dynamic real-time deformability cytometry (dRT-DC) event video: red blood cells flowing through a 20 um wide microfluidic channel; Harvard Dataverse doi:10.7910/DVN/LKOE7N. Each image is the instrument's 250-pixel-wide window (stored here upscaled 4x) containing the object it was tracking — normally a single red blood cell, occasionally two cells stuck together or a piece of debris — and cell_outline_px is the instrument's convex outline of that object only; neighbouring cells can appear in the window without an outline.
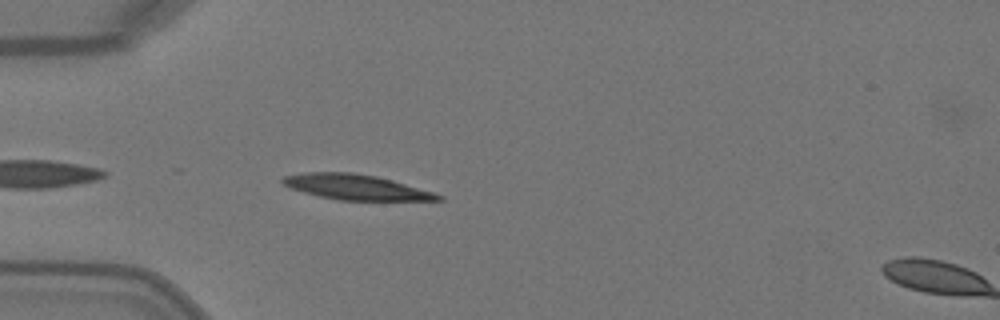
{"species": "Egyptian fruit bat (a non-hibernating species)", "species_latin": "Rousettus aegyptiacus", "temperature_condition": "warm", "stored_images_in_passage": 6, "camera_frame_rate_fps": 3000, "um_per_image_px": 0.085, "animal": {"sex": "female"}, "frame": {"image": 1, "passage_image": 5, "time_ms": 1.333, "image_size_px": [1000, 320], "cell_outline_px": [[444, 200], [340, 200], [320, 196], [288, 188], [280, 180], [284, 176], [304, 172], [352, 172], [376, 176], [392, 180], [432, 192], [444, 196]], "centroid_in_image_um": [30.22, 15.9], "position_along_channel_um": 54.8, "area_um2": 22.66}}